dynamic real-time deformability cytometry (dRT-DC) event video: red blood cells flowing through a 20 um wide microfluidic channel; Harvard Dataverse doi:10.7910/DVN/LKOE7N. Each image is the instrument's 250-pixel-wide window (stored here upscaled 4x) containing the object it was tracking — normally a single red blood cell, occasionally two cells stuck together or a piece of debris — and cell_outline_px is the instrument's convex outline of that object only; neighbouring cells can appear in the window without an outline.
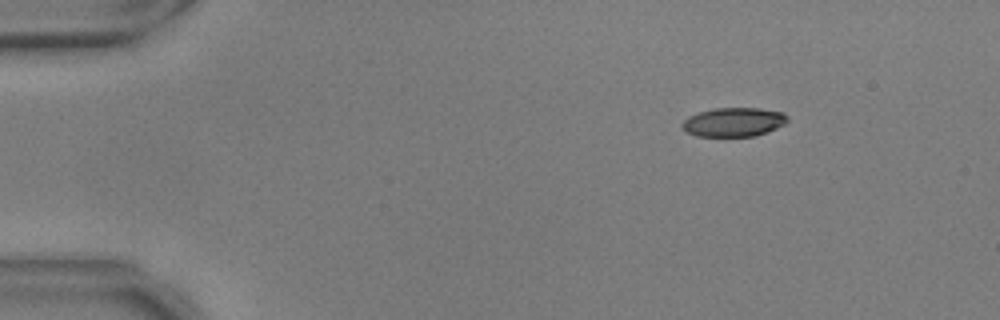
{"species": "common noctule bat (a hibernating species)", "species_latin": "Nyctalus noctula", "temperature_condition": "warm", "stored_images_in_passage": 34, "camera_frame_rate_fps": 3000, "um_per_image_px": 0.085, "animal": {"sex": "male", "body_mass_g": 17.9, "forearm_length_mm": 54.2}, "frame": {"image": 1, "passage_image": 1, "time_ms": 0.0, "image_size_px": [1000, 320], "cell_outline_px": [[788, 120], [784, 124], [776, 128], [756, 136], [696, 136], [680, 128], [680, 124], [688, 116], [700, 112], [716, 108], [760, 108], [784, 112], [788, 116]], "centroid_in_image_um": [62.36, 10.37], "position_along_channel_um": 22.6, "area_um2": 17.86}}
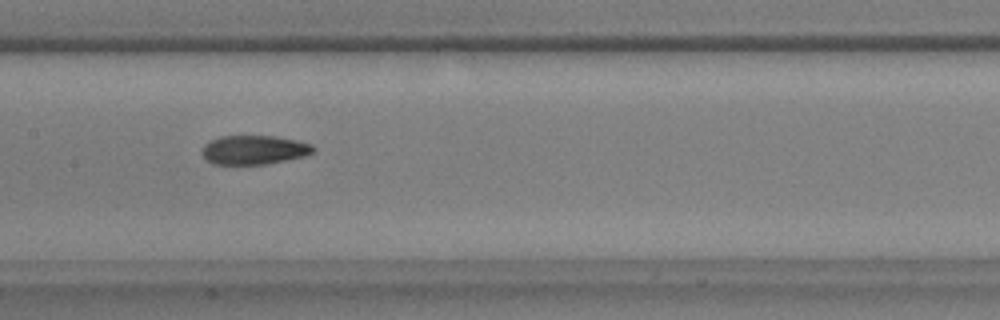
{"frame": {"image": 2, "passage_image": 21, "time_ms": 6.667, "image_size_px": [1000, 320], "cell_outline_px": [[316, 148], [312, 152], [304, 156], [264, 164], [212, 164], [204, 160], [200, 152], [200, 148], [204, 144], [220, 136], [276, 136], [296, 140], [312, 144]], "centroid_in_image_um": [21.53, 12.74], "position_along_channel_um": 185.9, "area_um2": 18.96}}
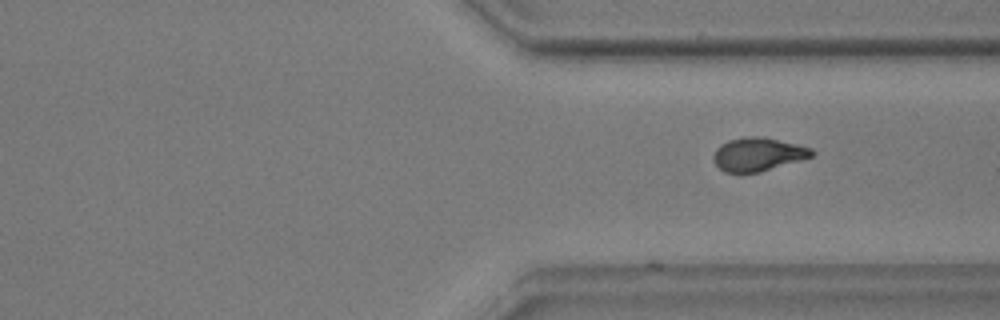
{"frame": {"image": 3, "passage_image": 34, "time_ms": 11.0, "image_size_px": [1000, 320], "cell_outline_px": [[816, 152], [812, 156], [760, 172], [740, 176], [724, 172], [712, 160], [712, 156], [716, 148], [720, 144], [728, 140], [748, 136], [760, 136], [796, 144], [812, 148]], "centroid_in_image_um": [64.36, 13.15], "position_along_channel_um": 347.0, "area_um2": 19.54}}